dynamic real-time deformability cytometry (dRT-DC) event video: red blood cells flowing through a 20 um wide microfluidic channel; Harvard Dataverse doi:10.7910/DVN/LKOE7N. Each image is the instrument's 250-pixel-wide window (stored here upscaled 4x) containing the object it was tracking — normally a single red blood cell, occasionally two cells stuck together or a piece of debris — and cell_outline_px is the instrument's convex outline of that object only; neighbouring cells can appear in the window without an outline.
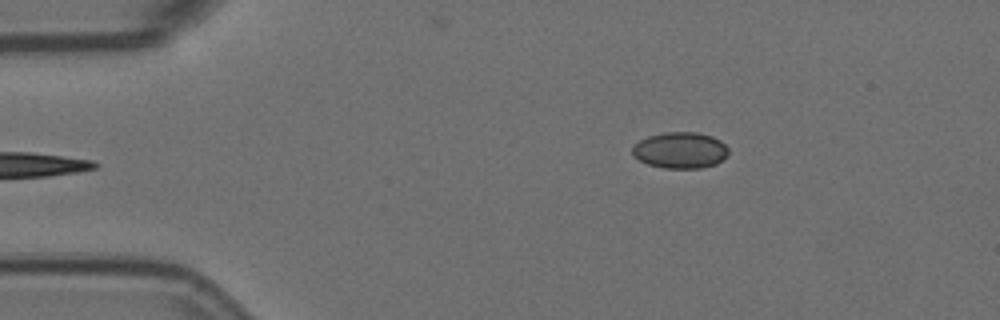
{"species": "Egyptian fruit bat (a non-hibernating species)", "species_latin": "Rousettus aegyptiacus", "temperature_condition": "room temperature", "stored_images_in_passage": 2, "camera_frame_rate_fps": 3000, "um_per_image_px": 0.085, "animal": {"sex": "female"}, "frame": {"image": 1, "passage_image": 2, "time_ms": 0.333, "image_size_px": [1000, 320], "cell_outline_px": [[728, 156], [716, 164], [700, 168], [664, 168], [648, 164], [640, 160], [632, 152], [632, 148], [640, 140], [648, 136], [664, 132], [696, 132], [712, 136], [720, 140], [728, 148]], "centroid_in_image_um": [57.85, 12.77], "position_along_channel_um": 27.1, "area_um2": 20.23}}